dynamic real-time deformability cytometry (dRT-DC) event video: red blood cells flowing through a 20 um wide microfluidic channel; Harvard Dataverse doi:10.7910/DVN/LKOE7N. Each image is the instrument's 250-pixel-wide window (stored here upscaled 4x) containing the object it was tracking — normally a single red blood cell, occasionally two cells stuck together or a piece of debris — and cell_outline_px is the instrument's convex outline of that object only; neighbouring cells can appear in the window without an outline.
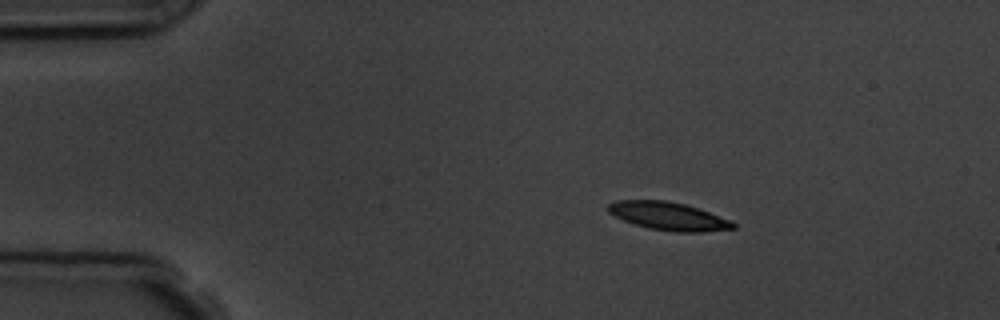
{"species": "common noctule bat (a hibernating species)", "species_latin": "Nyctalus noctula", "temperature_condition": "room temperature", "stored_images_in_passage": 3, "camera_frame_rate_fps": 3000, "um_per_image_px": 0.085, "animal": {"sex": "male", "body_mass_g": 19.5, "forearm_length_mm": 54.6}, "frame": {"image": 1, "passage_image": 1, "time_ms": 0.0, "image_size_px": [1000, 320], "cell_outline_px": [[736, 228], [700, 232], [672, 232], [648, 228], [624, 220], [608, 212], [608, 204], [616, 200], [664, 200], [684, 204], [732, 220], [736, 224]], "centroid_in_image_um": [56.83, 18.38], "position_along_channel_um": 28.2, "area_um2": 20.29}}